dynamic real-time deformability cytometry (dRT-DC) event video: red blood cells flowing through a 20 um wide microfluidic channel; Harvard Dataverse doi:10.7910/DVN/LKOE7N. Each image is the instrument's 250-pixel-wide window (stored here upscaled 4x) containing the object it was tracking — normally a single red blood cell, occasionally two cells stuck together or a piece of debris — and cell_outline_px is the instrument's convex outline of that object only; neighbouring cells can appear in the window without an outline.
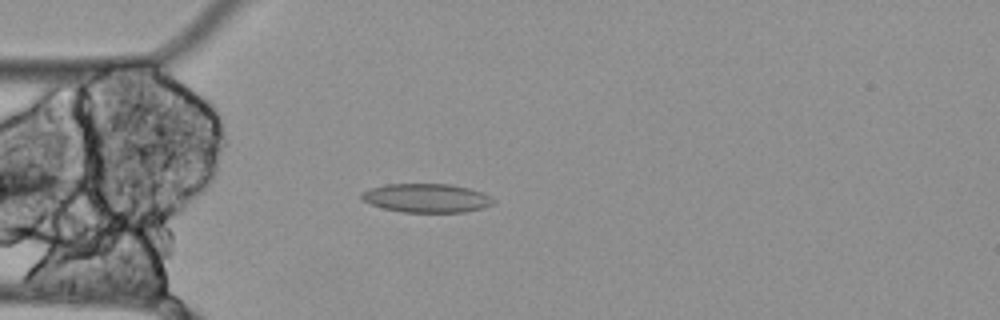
{"species": "Egyptian fruit bat (a non-hibernating species)", "species_latin": "Rousettus aegyptiacus", "temperature_condition": "cold", "stored_images_in_passage": 37, "segment_of_instrument_passage": [1, 2], "camera_frame_rate_fps": 3000, "um_per_image_px": 0.085, "animal": {"sex": "female"}, "frame": {"image": 1, "passage_image": 4, "time_ms": 1.0, "image_size_px": [1000, 320], "cell_outline_px": [[496, 200], [492, 204], [484, 208], [464, 212], [400, 212], [384, 208], [372, 204], [364, 200], [360, 196], [360, 192], [384, 184], [452, 184], [484, 192], [492, 196]], "centroid_in_image_um": [36.31, 16.83], "position_along_channel_um": 48.7, "area_um2": 22.25}}
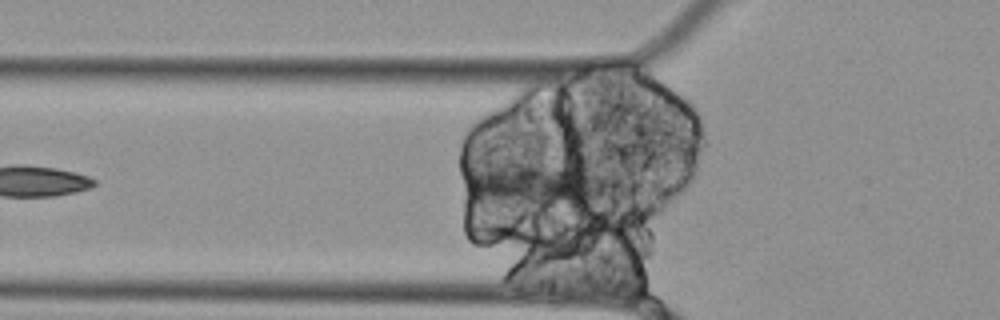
{"frame": {"image": 2, "passage_image": 7, "time_ms": 2.0, "image_size_px": [1000, 320], "cell_outline_px": [[616, 188], [600, 196], [552, 204], [528, 204], [468, 192], [464, 188], [460, 172], [500, 164], [572, 164], [600, 176], [616, 184]], "centroid_in_image_um": [45.56, 15.56], "position_along_channel_um": 80.2, "area_um2": 34.39}}